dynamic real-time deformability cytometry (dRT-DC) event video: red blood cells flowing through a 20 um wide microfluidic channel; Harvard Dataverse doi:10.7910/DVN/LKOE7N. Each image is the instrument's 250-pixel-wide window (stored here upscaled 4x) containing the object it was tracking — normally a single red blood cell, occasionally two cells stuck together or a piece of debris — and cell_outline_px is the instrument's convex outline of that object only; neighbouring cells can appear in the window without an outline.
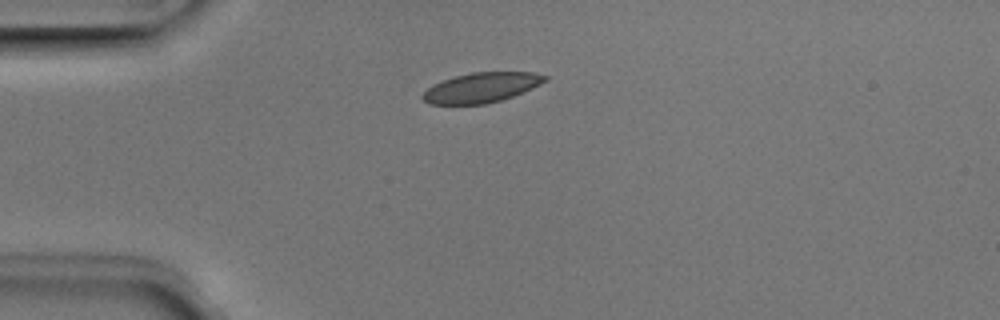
{"species": "Egyptian fruit bat (a non-hibernating species)", "species_latin": "Rousettus aegyptiacus", "temperature_condition": "room temperature", "stored_images_in_passage": 6, "camera_frame_rate_fps": 3000, "um_per_image_px": 0.085, "animal": {"sex": "male"}, "frame": {"image": 1, "passage_image": 4, "time_ms": 1.0, "image_size_px": [1000, 320], "cell_outline_px": [[548, 80], [540, 84], [512, 96], [500, 100], [484, 104], [428, 104], [420, 96], [432, 84], [456, 76], [472, 72], [536, 72], [548, 76]], "centroid_in_image_um": [40.91, 7.43], "position_along_channel_um": 44.1, "area_um2": 21.15}}
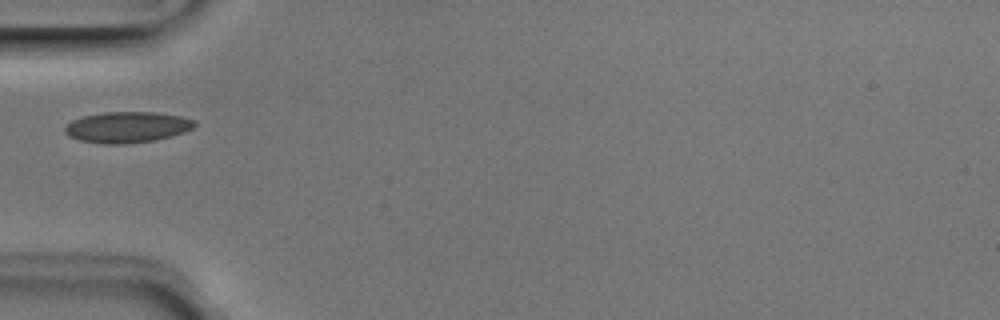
{"frame": {"image": 2, "passage_image": 5, "time_ms": 1.333, "image_size_px": [1000, 320], "cell_outline_px": [[196, 124], [192, 128], [184, 132], [172, 136], [156, 140], [124, 144], [100, 144], [80, 140], [68, 136], [64, 132], [64, 128], [72, 120], [84, 116], [104, 112], [156, 112], [180, 116], [196, 120]], "centroid_in_image_um": [10.81, 10.81], "position_along_channel_um": 74.2, "area_um2": 23.52}}